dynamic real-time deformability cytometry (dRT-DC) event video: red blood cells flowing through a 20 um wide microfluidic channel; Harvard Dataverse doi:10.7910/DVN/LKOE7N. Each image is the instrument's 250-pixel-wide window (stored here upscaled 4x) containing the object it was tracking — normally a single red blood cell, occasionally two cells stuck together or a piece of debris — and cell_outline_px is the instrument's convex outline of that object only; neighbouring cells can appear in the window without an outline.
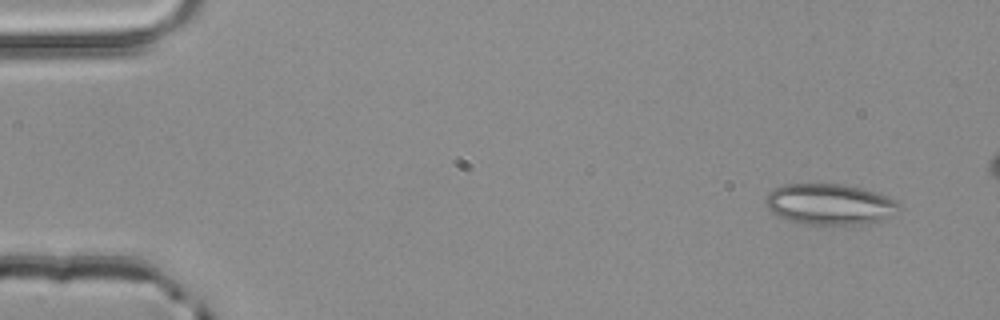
{"species": "common noctule bat (a hibernating species)", "species_latin": "Nyctalus noctula", "temperature_condition": "room temperature", "stored_images_in_passage": 4, "camera_frame_rate_fps": 3000, "um_per_image_px": 0.085, "animal": {"sex": "male", "body_mass_g": 20.4}, "frame": {"image": 1, "passage_image": 1, "time_ms": 0.0, "image_size_px": [1000, 320], "cell_outline_px": [[900, 208], [892, 216], [880, 220], [860, 224], [808, 224], [788, 220], [772, 212], [764, 204], [764, 200], [768, 192], [784, 184], [844, 184], [876, 192], [888, 196], [896, 200], [900, 204]], "centroid_in_image_um": [70.52, 17.35], "position_along_channel_um": 14.5, "area_um2": 31.73}}